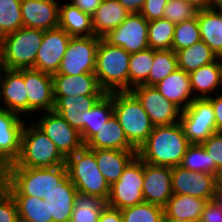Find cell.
Instances as JSON below:
<instances>
[{
	"label": "cell",
	"instance_id": "cell-31",
	"mask_svg": "<svg viewBox=\"0 0 222 222\" xmlns=\"http://www.w3.org/2000/svg\"><path fill=\"white\" fill-rule=\"evenodd\" d=\"M83 143L85 144L113 114L112 93L105 94L90 110L83 112Z\"/></svg>",
	"mask_w": 222,
	"mask_h": 222
},
{
	"label": "cell",
	"instance_id": "cell-5",
	"mask_svg": "<svg viewBox=\"0 0 222 222\" xmlns=\"http://www.w3.org/2000/svg\"><path fill=\"white\" fill-rule=\"evenodd\" d=\"M66 158L37 126L23 127L20 153L8 167L50 168L65 165Z\"/></svg>",
	"mask_w": 222,
	"mask_h": 222
},
{
	"label": "cell",
	"instance_id": "cell-12",
	"mask_svg": "<svg viewBox=\"0 0 222 222\" xmlns=\"http://www.w3.org/2000/svg\"><path fill=\"white\" fill-rule=\"evenodd\" d=\"M47 113L49 114L43 115L36 126L47 135L65 158L85 146L80 133L72 128L61 115L54 110Z\"/></svg>",
	"mask_w": 222,
	"mask_h": 222
},
{
	"label": "cell",
	"instance_id": "cell-55",
	"mask_svg": "<svg viewBox=\"0 0 222 222\" xmlns=\"http://www.w3.org/2000/svg\"><path fill=\"white\" fill-rule=\"evenodd\" d=\"M216 59H219L221 61H217L218 66H219V70H220V77H221V81H222V53L216 55Z\"/></svg>",
	"mask_w": 222,
	"mask_h": 222
},
{
	"label": "cell",
	"instance_id": "cell-35",
	"mask_svg": "<svg viewBox=\"0 0 222 222\" xmlns=\"http://www.w3.org/2000/svg\"><path fill=\"white\" fill-rule=\"evenodd\" d=\"M13 197L17 203L19 219H27L34 222H53L49 202L39 197Z\"/></svg>",
	"mask_w": 222,
	"mask_h": 222
},
{
	"label": "cell",
	"instance_id": "cell-37",
	"mask_svg": "<svg viewBox=\"0 0 222 222\" xmlns=\"http://www.w3.org/2000/svg\"><path fill=\"white\" fill-rule=\"evenodd\" d=\"M175 24L160 18L148 21V46L153 50L172 49Z\"/></svg>",
	"mask_w": 222,
	"mask_h": 222
},
{
	"label": "cell",
	"instance_id": "cell-23",
	"mask_svg": "<svg viewBox=\"0 0 222 222\" xmlns=\"http://www.w3.org/2000/svg\"><path fill=\"white\" fill-rule=\"evenodd\" d=\"M77 193L68 176L56 188L45 192L43 199L50 204L53 222H70Z\"/></svg>",
	"mask_w": 222,
	"mask_h": 222
},
{
	"label": "cell",
	"instance_id": "cell-34",
	"mask_svg": "<svg viewBox=\"0 0 222 222\" xmlns=\"http://www.w3.org/2000/svg\"><path fill=\"white\" fill-rule=\"evenodd\" d=\"M107 205L101 197L77 193L70 222H98Z\"/></svg>",
	"mask_w": 222,
	"mask_h": 222
},
{
	"label": "cell",
	"instance_id": "cell-21",
	"mask_svg": "<svg viewBox=\"0 0 222 222\" xmlns=\"http://www.w3.org/2000/svg\"><path fill=\"white\" fill-rule=\"evenodd\" d=\"M53 77L54 97L64 96H104L95 73L65 75L55 73Z\"/></svg>",
	"mask_w": 222,
	"mask_h": 222
},
{
	"label": "cell",
	"instance_id": "cell-53",
	"mask_svg": "<svg viewBox=\"0 0 222 222\" xmlns=\"http://www.w3.org/2000/svg\"><path fill=\"white\" fill-rule=\"evenodd\" d=\"M184 1L193 5L198 10H203L213 7V5L209 2V0H184Z\"/></svg>",
	"mask_w": 222,
	"mask_h": 222
},
{
	"label": "cell",
	"instance_id": "cell-10",
	"mask_svg": "<svg viewBox=\"0 0 222 222\" xmlns=\"http://www.w3.org/2000/svg\"><path fill=\"white\" fill-rule=\"evenodd\" d=\"M99 42L100 37L95 35L71 37L57 73L72 76L94 73Z\"/></svg>",
	"mask_w": 222,
	"mask_h": 222
},
{
	"label": "cell",
	"instance_id": "cell-24",
	"mask_svg": "<svg viewBox=\"0 0 222 222\" xmlns=\"http://www.w3.org/2000/svg\"><path fill=\"white\" fill-rule=\"evenodd\" d=\"M154 87L167 100L173 102L181 110H185L195 98H189V96L193 94L189 73L179 68L161 80ZM181 103H184L183 106L180 105Z\"/></svg>",
	"mask_w": 222,
	"mask_h": 222
},
{
	"label": "cell",
	"instance_id": "cell-52",
	"mask_svg": "<svg viewBox=\"0 0 222 222\" xmlns=\"http://www.w3.org/2000/svg\"><path fill=\"white\" fill-rule=\"evenodd\" d=\"M8 166L0 163V196L7 191Z\"/></svg>",
	"mask_w": 222,
	"mask_h": 222
},
{
	"label": "cell",
	"instance_id": "cell-56",
	"mask_svg": "<svg viewBox=\"0 0 222 222\" xmlns=\"http://www.w3.org/2000/svg\"><path fill=\"white\" fill-rule=\"evenodd\" d=\"M162 222H200V221L199 220L174 221V220L167 219V218L164 217Z\"/></svg>",
	"mask_w": 222,
	"mask_h": 222
},
{
	"label": "cell",
	"instance_id": "cell-20",
	"mask_svg": "<svg viewBox=\"0 0 222 222\" xmlns=\"http://www.w3.org/2000/svg\"><path fill=\"white\" fill-rule=\"evenodd\" d=\"M0 79V98L8 111L28 113V96L23 78V69H3ZM3 76V77H2ZM4 78V79H3Z\"/></svg>",
	"mask_w": 222,
	"mask_h": 222
},
{
	"label": "cell",
	"instance_id": "cell-28",
	"mask_svg": "<svg viewBox=\"0 0 222 222\" xmlns=\"http://www.w3.org/2000/svg\"><path fill=\"white\" fill-rule=\"evenodd\" d=\"M199 10L197 20L200 37L218 55L222 53V6Z\"/></svg>",
	"mask_w": 222,
	"mask_h": 222
},
{
	"label": "cell",
	"instance_id": "cell-13",
	"mask_svg": "<svg viewBox=\"0 0 222 222\" xmlns=\"http://www.w3.org/2000/svg\"><path fill=\"white\" fill-rule=\"evenodd\" d=\"M131 92L141 102L154 127L179 122L176 118H180L182 110L167 100L154 86L141 84L132 88Z\"/></svg>",
	"mask_w": 222,
	"mask_h": 222
},
{
	"label": "cell",
	"instance_id": "cell-41",
	"mask_svg": "<svg viewBox=\"0 0 222 222\" xmlns=\"http://www.w3.org/2000/svg\"><path fill=\"white\" fill-rule=\"evenodd\" d=\"M201 40L197 16L175 25L172 50L174 52L192 46Z\"/></svg>",
	"mask_w": 222,
	"mask_h": 222
},
{
	"label": "cell",
	"instance_id": "cell-48",
	"mask_svg": "<svg viewBox=\"0 0 222 222\" xmlns=\"http://www.w3.org/2000/svg\"><path fill=\"white\" fill-rule=\"evenodd\" d=\"M98 222H122L121 210L106 205L101 211Z\"/></svg>",
	"mask_w": 222,
	"mask_h": 222
},
{
	"label": "cell",
	"instance_id": "cell-54",
	"mask_svg": "<svg viewBox=\"0 0 222 222\" xmlns=\"http://www.w3.org/2000/svg\"><path fill=\"white\" fill-rule=\"evenodd\" d=\"M212 200L222 209V190L218 187L216 188V192Z\"/></svg>",
	"mask_w": 222,
	"mask_h": 222
},
{
	"label": "cell",
	"instance_id": "cell-4",
	"mask_svg": "<svg viewBox=\"0 0 222 222\" xmlns=\"http://www.w3.org/2000/svg\"><path fill=\"white\" fill-rule=\"evenodd\" d=\"M113 113L129 141L138 150L153 130L149 115L131 91L112 92Z\"/></svg>",
	"mask_w": 222,
	"mask_h": 222
},
{
	"label": "cell",
	"instance_id": "cell-49",
	"mask_svg": "<svg viewBox=\"0 0 222 222\" xmlns=\"http://www.w3.org/2000/svg\"><path fill=\"white\" fill-rule=\"evenodd\" d=\"M207 98L210 100L215 114L216 131L222 132V95H218V97L209 95Z\"/></svg>",
	"mask_w": 222,
	"mask_h": 222
},
{
	"label": "cell",
	"instance_id": "cell-2",
	"mask_svg": "<svg viewBox=\"0 0 222 222\" xmlns=\"http://www.w3.org/2000/svg\"><path fill=\"white\" fill-rule=\"evenodd\" d=\"M130 55L122 47L112 46L100 38L94 73L106 94L129 91Z\"/></svg>",
	"mask_w": 222,
	"mask_h": 222
},
{
	"label": "cell",
	"instance_id": "cell-6",
	"mask_svg": "<svg viewBox=\"0 0 222 222\" xmlns=\"http://www.w3.org/2000/svg\"><path fill=\"white\" fill-rule=\"evenodd\" d=\"M67 176L79 193L107 201L110 186L99 171L95 154L85 146L66 158Z\"/></svg>",
	"mask_w": 222,
	"mask_h": 222
},
{
	"label": "cell",
	"instance_id": "cell-9",
	"mask_svg": "<svg viewBox=\"0 0 222 222\" xmlns=\"http://www.w3.org/2000/svg\"><path fill=\"white\" fill-rule=\"evenodd\" d=\"M177 120L191 144H201L217 132L215 114L208 98H194Z\"/></svg>",
	"mask_w": 222,
	"mask_h": 222
},
{
	"label": "cell",
	"instance_id": "cell-27",
	"mask_svg": "<svg viewBox=\"0 0 222 222\" xmlns=\"http://www.w3.org/2000/svg\"><path fill=\"white\" fill-rule=\"evenodd\" d=\"M128 15L129 12L118 0H102L92 15L94 35L103 38L121 25Z\"/></svg>",
	"mask_w": 222,
	"mask_h": 222
},
{
	"label": "cell",
	"instance_id": "cell-3",
	"mask_svg": "<svg viewBox=\"0 0 222 222\" xmlns=\"http://www.w3.org/2000/svg\"><path fill=\"white\" fill-rule=\"evenodd\" d=\"M66 177V165L50 168L8 167L7 190L12 196L43 199L45 192L56 188Z\"/></svg>",
	"mask_w": 222,
	"mask_h": 222
},
{
	"label": "cell",
	"instance_id": "cell-25",
	"mask_svg": "<svg viewBox=\"0 0 222 222\" xmlns=\"http://www.w3.org/2000/svg\"><path fill=\"white\" fill-rule=\"evenodd\" d=\"M88 149H115L137 151L128 141L114 113L86 143Z\"/></svg>",
	"mask_w": 222,
	"mask_h": 222
},
{
	"label": "cell",
	"instance_id": "cell-40",
	"mask_svg": "<svg viewBox=\"0 0 222 222\" xmlns=\"http://www.w3.org/2000/svg\"><path fill=\"white\" fill-rule=\"evenodd\" d=\"M21 27V0H0V39Z\"/></svg>",
	"mask_w": 222,
	"mask_h": 222
},
{
	"label": "cell",
	"instance_id": "cell-38",
	"mask_svg": "<svg viewBox=\"0 0 222 222\" xmlns=\"http://www.w3.org/2000/svg\"><path fill=\"white\" fill-rule=\"evenodd\" d=\"M153 60L154 50L151 48L130 55L129 91H131L130 84L138 86L148 79L149 72L154 63Z\"/></svg>",
	"mask_w": 222,
	"mask_h": 222
},
{
	"label": "cell",
	"instance_id": "cell-42",
	"mask_svg": "<svg viewBox=\"0 0 222 222\" xmlns=\"http://www.w3.org/2000/svg\"><path fill=\"white\" fill-rule=\"evenodd\" d=\"M211 156L201 144H191L179 166L192 172H205L211 174Z\"/></svg>",
	"mask_w": 222,
	"mask_h": 222
},
{
	"label": "cell",
	"instance_id": "cell-39",
	"mask_svg": "<svg viewBox=\"0 0 222 222\" xmlns=\"http://www.w3.org/2000/svg\"><path fill=\"white\" fill-rule=\"evenodd\" d=\"M122 222H162L164 207L143 202L121 210Z\"/></svg>",
	"mask_w": 222,
	"mask_h": 222
},
{
	"label": "cell",
	"instance_id": "cell-57",
	"mask_svg": "<svg viewBox=\"0 0 222 222\" xmlns=\"http://www.w3.org/2000/svg\"><path fill=\"white\" fill-rule=\"evenodd\" d=\"M209 2L213 5V6H222V0H209Z\"/></svg>",
	"mask_w": 222,
	"mask_h": 222
},
{
	"label": "cell",
	"instance_id": "cell-36",
	"mask_svg": "<svg viewBox=\"0 0 222 222\" xmlns=\"http://www.w3.org/2000/svg\"><path fill=\"white\" fill-rule=\"evenodd\" d=\"M148 79L143 83L146 86H155L178 67L177 55L172 49L154 50V60Z\"/></svg>",
	"mask_w": 222,
	"mask_h": 222
},
{
	"label": "cell",
	"instance_id": "cell-7",
	"mask_svg": "<svg viewBox=\"0 0 222 222\" xmlns=\"http://www.w3.org/2000/svg\"><path fill=\"white\" fill-rule=\"evenodd\" d=\"M43 35V30L21 27L3 36L0 39V51L4 68H34Z\"/></svg>",
	"mask_w": 222,
	"mask_h": 222
},
{
	"label": "cell",
	"instance_id": "cell-33",
	"mask_svg": "<svg viewBox=\"0 0 222 222\" xmlns=\"http://www.w3.org/2000/svg\"><path fill=\"white\" fill-rule=\"evenodd\" d=\"M189 76L192 91L197 90L201 93V95L194 96L195 98H207L206 95L213 92L219 84L222 85L217 61L190 72Z\"/></svg>",
	"mask_w": 222,
	"mask_h": 222
},
{
	"label": "cell",
	"instance_id": "cell-18",
	"mask_svg": "<svg viewBox=\"0 0 222 222\" xmlns=\"http://www.w3.org/2000/svg\"><path fill=\"white\" fill-rule=\"evenodd\" d=\"M22 121L17 113L0 108V163L7 166L19 156Z\"/></svg>",
	"mask_w": 222,
	"mask_h": 222
},
{
	"label": "cell",
	"instance_id": "cell-30",
	"mask_svg": "<svg viewBox=\"0 0 222 222\" xmlns=\"http://www.w3.org/2000/svg\"><path fill=\"white\" fill-rule=\"evenodd\" d=\"M58 27L65 30L71 37L94 35L92 16L82 12L72 3L59 6Z\"/></svg>",
	"mask_w": 222,
	"mask_h": 222
},
{
	"label": "cell",
	"instance_id": "cell-58",
	"mask_svg": "<svg viewBox=\"0 0 222 222\" xmlns=\"http://www.w3.org/2000/svg\"><path fill=\"white\" fill-rule=\"evenodd\" d=\"M217 181H218V188L220 190H222V171L220 172L218 178H217Z\"/></svg>",
	"mask_w": 222,
	"mask_h": 222
},
{
	"label": "cell",
	"instance_id": "cell-44",
	"mask_svg": "<svg viewBox=\"0 0 222 222\" xmlns=\"http://www.w3.org/2000/svg\"><path fill=\"white\" fill-rule=\"evenodd\" d=\"M201 145L211 156V174L218 178L222 171V132L212 134Z\"/></svg>",
	"mask_w": 222,
	"mask_h": 222
},
{
	"label": "cell",
	"instance_id": "cell-17",
	"mask_svg": "<svg viewBox=\"0 0 222 222\" xmlns=\"http://www.w3.org/2000/svg\"><path fill=\"white\" fill-rule=\"evenodd\" d=\"M142 194L147 203L164 207L172 197V167L144 162Z\"/></svg>",
	"mask_w": 222,
	"mask_h": 222
},
{
	"label": "cell",
	"instance_id": "cell-60",
	"mask_svg": "<svg viewBox=\"0 0 222 222\" xmlns=\"http://www.w3.org/2000/svg\"><path fill=\"white\" fill-rule=\"evenodd\" d=\"M17 222H34V221L27 220V219H19Z\"/></svg>",
	"mask_w": 222,
	"mask_h": 222
},
{
	"label": "cell",
	"instance_id": "cell-29",
	"mask_svg": "<svg viewBox=\"0 0 222 222\" xmlns=\"http://www.w3.org/2000/svg\"><path fill=\"white\" fill-rule=\"evenodd\" d=\"M208 201L193 196L173 194L164 206V216L174 221L200 220Z\"/></svg>",
	"mask_w": 222,
	"mask_h": 222
},
{
	"label": "cell",
	"instance_id": "cell-15",
	"mask_svg": "<svg viewBox=\"0 0 222 222\" xmlns=\"http://www.w3.org/2000/svg\"><path fill=\"white\" fill-rule=\"evenodd\" d=\"M70 38L71 36L60 27L44 31L33 69L51 75L57 73Z\"/></svg>",
	"mask_w": 222,
	"mask_h": 222
},
{
	"label": "cell",
	"instance_id": "cell-11",
	"mask_svg": "<svg viewBox=\"0 0 222 222\" xmlns=\"http://www.w3.org/2000/svg\"><path fill=\"white\" fill-rule=\"evenodd\" d=\"M103 39L112 46L122 47L130 54L145 50L149 48L148 21L140 13H131Z\"/></svg>",
	"mask_w": 222,
	"mask_h": 222
},
{
	"label": "cell",
	"instance_id": "cell-43",
	"mask_svg": "<svg viewBox=\"0 0 222 222\" xmlns=\"http://www.w3.org/2000/svg\"><path fill=\"white\" fill-rule=\"evenodd\" d=\"M198 11L197 8L184 0H168L164 8L163 18L176 25L196 17Z\"/></svg>",
	"mask_w": 222,
	"mask_h": 222
},
{
	"label": "cell",
	"instance_id": "cell-26",
	"mask_svg": "<svg viewBox=\"0 0 222 222\" xmlns=\"http://www.w3.org/2000/svg\"><path fill=\"white\" fill-rule=\"evenodd\" d=\"M95 154L99 171L111 186L121 177L123 170L137 155V151L115 149H90Z\"/></svg>",
	"mask_w": 222,
	"mask_h": 222
},
{
	"label": "cell",
	"instance_id": "cell-22",
	"mask_svg": "<svg viewBox=\"0 0 222 222\" xmlns=\"http://www.w3.org/2000/svg\"><path fill=\"white\" fill-rule=\"evenodd\" d=\"M102 97L83 95L54 97V111L80 133L83 141V112L93 108Z\"/></svg>",
	"mask_w": 222,
	"mask_h": 222
},
{
	"label": "cell",
	"instance_id": "cell-8",
	"mask_svg": "<svg viewBox=\"0 0 222 222\" xmlns=\"http://www.w3.org/2000/svg\"><path fill=\"white\" fill-rule=\"evenodd\" d=\"M144 162L136 155L123 170L119 180L110 186L107 205L124 209L145 202L142 194Z\"/></svg>",
	"mask_w": 222,
	"mask_h": 222
},
{
	"label": "cell",
	"instance_id": "cell-50",
	"mask_svg": "<svg viewBox=\"0 0 222 222\" xmlns=\"http://www.w3.org/2000/svg\"><path fill=\"white\" fill-rule=\"evenodd\" d=\"M101 1L102 0H71V3L82 12L92 16L100 6Z\"/></svg>",
	"mask_w": 222,
	"mask_h": 222
},
{
	"label": "cell",
	"instance_id": "cell-14",
	"mask_svg": "<svg viewBox=\"0 0 222 222\" xmlns=\"http://www.w3.org/2000/svg\"><path fill=\"white\" fill-rule=\"evenodd\" d=\"M218 187L217 177L205 172H192L181 166L172 167V193L211 201Z\"/></svg>",
	"mask_w": 222,
	"mask_h": 222
},
{
	"label": "cell",
	"instance_id": "cell-51",
	"mask_svg": "<svg viewBox=\"0 0 222 222\" xmlns=\"http://www.w3.org/2000/svg\"><path fill=\"white\" fill-rule=\"evenodd\" d=\"M124 8L131 13H140L142 10L145 0H118Z\"/></svg>",
	"mask_w": 222,
	"mask_h": 222
},
{
	"label": "cell",
	"instance_id": "cell-16",
	"mask_svg": "<svg viewBox=\"0 0 222 222\" xmlns=\"http://www.w3.org/2000/svg\"><path fill=\"white\" fill-rule=\"evenodd\" d=\"M23 78L28 96V113L54 110V88L51 74L33 68L23 69Z\"/></svg>",
	"mask_w": 222,
	"mask_h": 222
},
{
	"label": "cell",
	"instance_id": "cell-32",
	"mask_svg": "<svg viewBox=\"0 0 222 222\" xmlns=\"http://www.w3.org/2000/svg\"><path fill=\"white\" fill-rule=\"evenodd\" d=\"M178 67L187 73L216 61L215 53L200 40L190 47L176 51Z\"/></svg>",
	"mask_w": 222,
	"mask_h": 222
},
{
	"label": "cell",
	"instance_id": "cell-59",
	"mask_svg": "<svg viewBox=\"0 0 222 222\" xmlns=\"http://www.w3.org/2000/svg\"><path fill=\"white\" fill-rule=\"evenodd\" d=\"M4 69V65H3V62H2V56H1V51H0V79H1V72H3L2 70Z\"/></svg>",
	"mask_w": 222,
	"mask_h": 222
},
{
	"label": "cell",
	"instance_id": "cell-47",
	"mask_svg": "<svg viewBox=\"0 0 222 222\" xmlns=\"http://www.w3.org/2000/svg\"><path fill=\"white\" fill-rule=\"evenodd\" d=\"M199 221L222 222V209L213 200L208 201Z\"/></svg>",
	"mask_w": 222,
	"mask_h": 222
},
{
	"label": "cell",
	"instance_id": "cell-46",
	"mask_svg": "<svg viewBox=\"0 0 222 222\" xmlns=\"http://www.w3.org/2000/svg\"><path fill=\"white\" fill-rule=\"evenodd\" d=\"M168 0H145L140 14L147 20L163 18L164 8Z\"/></svg>",
	"mask_w": 222,
	"mask_h": 222
},
{
	"label": "cell",
	"instance_id": "cell-19",
	"mask_svg": "<svg viewBox=\"0 0 222 222\" xmlns=\"http://www.w3.org/2000/svg\"><path fill=\"white\" fill-rule=\"evenodd\" d=\"M23 27L43 31L58 27L59 4L55 0H21Z\"/></svg>",
	"mask_w": 222,
	"mask_h": 222
},
{
	"label": "cell",
	"instance_id": "cell-45",
	"mask_svg": "<svg viewBox=\"0 0 222 222\" xmlns=\"http://www.w3.org/2000/svg\"><path fill=\"white\" fill-rule=\"evenodd\" d=\"M18 207L14 197L7 190L0 196V222H17Z\"/></svg>",
	"mask_w": 222,
	"mask_h": 222
},
{
	"label": "cell",
	"instance_id": "cell-1",
	"mask_svg": "<svg viewBox=\"0 0 222 222\" xmlns=\"http://www.w3.org/2000/svg\"><path fill=\"white\" fill-rule=\"evenodd\" d=\"M190 145L179 122L155 126L137 150V156L151 165L175 167L180 165Z\"/></svg>",
	"mask_w": 222,
	"mask_h": 222
}]
</instances>
